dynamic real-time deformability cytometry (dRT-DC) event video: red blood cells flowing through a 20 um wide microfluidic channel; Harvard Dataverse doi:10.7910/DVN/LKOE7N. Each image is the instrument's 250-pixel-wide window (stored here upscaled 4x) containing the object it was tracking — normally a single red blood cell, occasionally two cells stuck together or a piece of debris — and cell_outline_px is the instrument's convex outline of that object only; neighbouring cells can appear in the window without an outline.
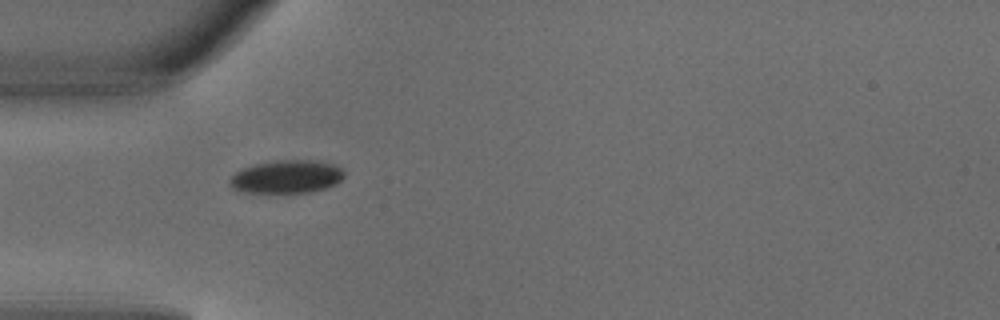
{"species": "common noctule bat (a hibernating species)", "species_latin": "Nyctalus noctula", "temperature_condition": "warm", "stored_images_in_passage": 6, "camera_frame_rate_fps": 3000, "um_per_image_px": 0.085, "animal": {"sex": "male", "body_mass_g": 18.8}, "frame": {"image": 1, "passage_image": 5, "time_ms": 1.333, "image_size_px": [1000, 320], "cell_outline_px": [[344, 176], [336, 184], [324, 188], [308, 192], [244, 192], [232, 188], [228, 180], [236, 172], [244, 168], [256, 164], [276, 160], [316, 160], [332, 164], [340, 168], [344, 172]], "centroid_in_image_um": [24.36, 15.01], "position_along_channel_um": 60.6, "area_um2": 21.79}}
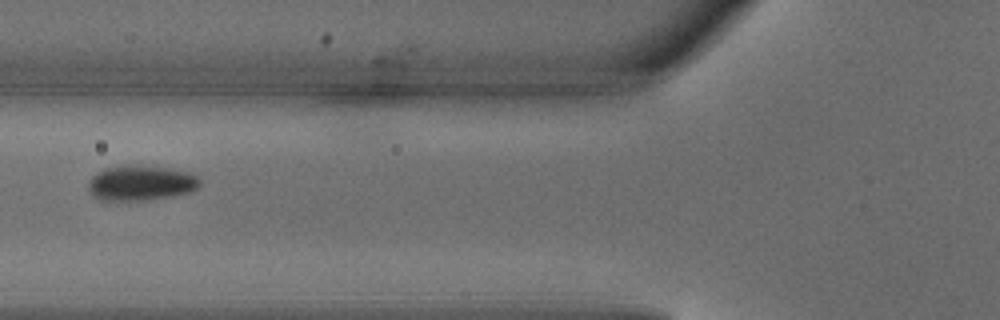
{"frame": {"image": 2, "passage_image": 6, "time_ms": 1.667, "image_size_px": [1000, 320], "cell_outline_px": [[200, 184], [196, 188], [188, 192], [172, 196], [144, 200], [104, 200], [96, 196], [88, 188], [88, 180], [96, 172], [104, 168], [124, 164], [136, 164], [172, 168], [192, 172], [200, 180]], "centroid_in_image_um": [11.98, 15.51], "position_along_channel_um": 113.8, "area_um2": 23.06}}